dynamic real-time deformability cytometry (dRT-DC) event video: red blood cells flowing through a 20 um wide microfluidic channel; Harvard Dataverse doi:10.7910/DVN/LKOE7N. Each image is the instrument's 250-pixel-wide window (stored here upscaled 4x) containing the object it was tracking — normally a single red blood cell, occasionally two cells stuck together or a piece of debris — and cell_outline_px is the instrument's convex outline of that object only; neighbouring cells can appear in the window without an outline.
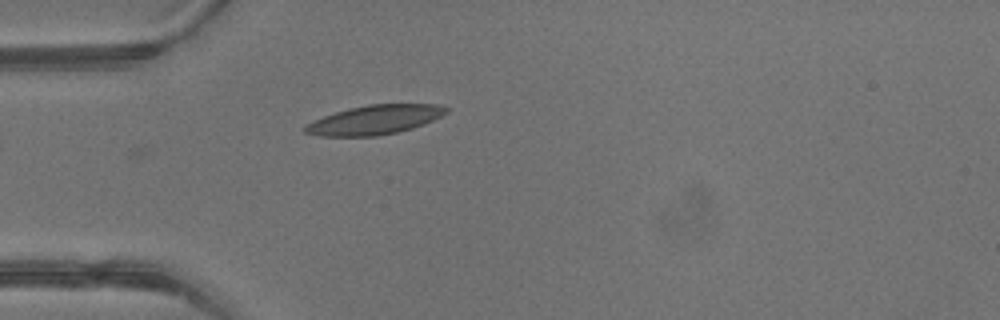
{"species": "common noctule bat (a hibernating species)", "species_latin": "Nyctalus noctula", "temperature_condition": "warm", "stored_images_in_passage": 1, "camera_frame_rate_fps": 3000, "um_per_image_px": 0.085, "animal": {"sex": "male", "body_mass_g": 13.3}, "frame": {"image": 1, "passage_image": 1, "time_ms": 0.0, "image_size_px": [1000, 320], "cell_outline_px": [[448, 112], [424, 124], [412, 128], [396, 132], [376, 136], [320, 136], [304, 132], [300, 128], [304, 124], [312, 120], [336, 112], [368, 104], [436, 104], [448, 108]], "centroid_in_image_um": [31.79, 10.19], "position_along_channel_um": 53.2, "area_um2": 23.99}}